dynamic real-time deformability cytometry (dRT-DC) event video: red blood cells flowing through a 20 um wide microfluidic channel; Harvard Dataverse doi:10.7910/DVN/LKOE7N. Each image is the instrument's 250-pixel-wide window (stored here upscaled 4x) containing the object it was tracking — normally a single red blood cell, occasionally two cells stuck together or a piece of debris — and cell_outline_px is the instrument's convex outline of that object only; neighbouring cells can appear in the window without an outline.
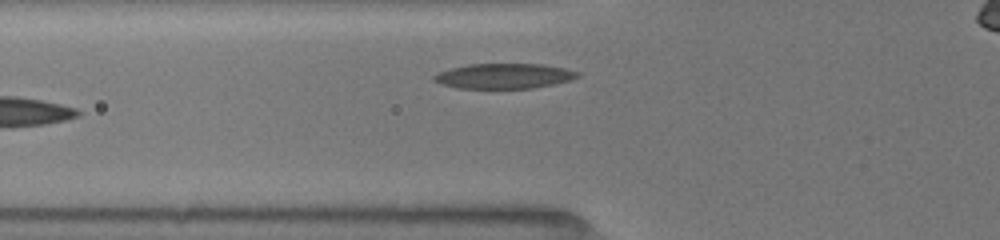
{"species": "common noctule bat (a hibernating species)", "species_latin": "Nyctalus noctula", "temperature_condition": "room temperature", "stored_images_in_passage": 14, "camera_frame_rate_fps": 3000, "um_per_image_px": 0.085, "animal": {"sex": "female", "body_mass_g": 19.5, "forearm_length_mm": 54.1}, "frame": {"image": 1, "passage_image": 14, "time_ms": 7.333, "image_size_px": [1000, 240], "cell_outline_px": [[580, 76], [568, 80], [552, 84], [532, 88], [456, 88], [440, 84], [432, 80], [432, 76], [440, 72], [452, 68], [468, 64], [540, 64], [564, 68], [580, 72]], "centroid_in_image_um": [42.8, 6.46], "position_along_channel_um": 83.0, "area_um2": 20.87}}